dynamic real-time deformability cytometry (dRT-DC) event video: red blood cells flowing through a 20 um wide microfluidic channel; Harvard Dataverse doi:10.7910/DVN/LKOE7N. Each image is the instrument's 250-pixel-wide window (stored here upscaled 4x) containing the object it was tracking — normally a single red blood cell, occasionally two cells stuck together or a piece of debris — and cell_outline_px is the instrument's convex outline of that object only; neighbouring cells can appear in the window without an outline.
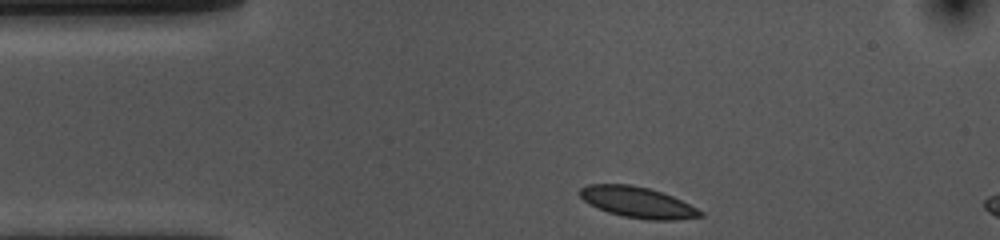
{"species": "common noctule bat (a hibernating species)", "species_latin": "Nyctalus noctula", "temperature_condition": "cold", "stored_images_in_passage": 6, "camera_frame_rate_fps": 3000, "um_per_image_px": 0.085, "animal": {"sex": "female", "body_mass_g": 10.0, "forearm_length_mm": 53.1}, "frame": {"image": 1, "passage_image": 1, "time_ms": 0.0, "image_size_px": [1000, 240], "cell_outline_px": [[704, 216], [676, 220], [648, 220], [624, 216], [608, 212], [588, 204], [580, 196], [580, 188], [588, 184], [632, 184], [648, 188], [672, 196], [704, 212]], "centroid_in_image_um": [54.19, 17.2], "position_along_channel_um": 30.8, "area_um2": 21.56}}